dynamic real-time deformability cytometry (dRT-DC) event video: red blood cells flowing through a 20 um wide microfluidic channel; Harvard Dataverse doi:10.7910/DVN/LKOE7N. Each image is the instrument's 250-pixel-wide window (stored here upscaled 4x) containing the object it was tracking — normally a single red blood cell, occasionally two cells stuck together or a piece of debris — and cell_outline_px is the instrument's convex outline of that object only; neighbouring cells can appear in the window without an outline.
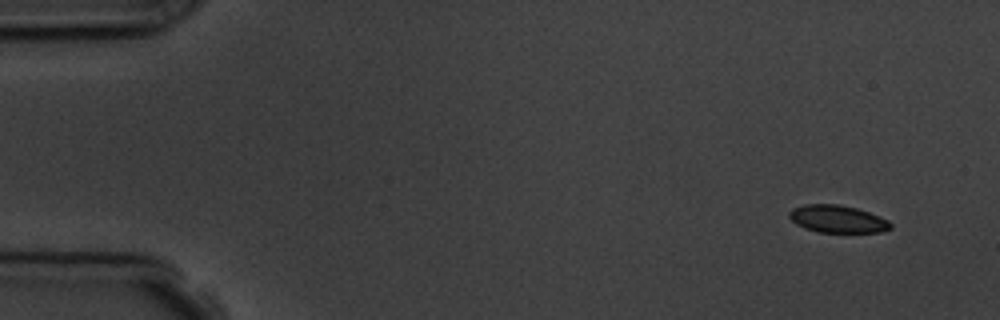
{"species": "common noctule bat (a hibernating species)", "species_latin": "Nyctalus noctula", "temperature_condition": "room temperature", "stored_images_in_passage": 10, "camera_frame_rate_fps": 3000, "um_per_image_px": 0.085, "animal": {"sex": "male", "body_mass_g": 19.5, "forearm_length_mm": 54.6}, "frame": {"image": 1, "passage_image": 1, "time_ms": 0.0, "image_size_px": [1000, 320], "cell_outline_px": [[892, 228], [880, 232], [820, 232], [804, 228], [796, 224], [788, 216], [788, 212], [792, 208], [804, 204], [836, 204], [856, 208], [880, 216], [888, 220], [892, 224]], "centroid_in_image_um": [71.17, 18.61], "position_along_channel_um": 13.8, "area_um2": 16.24}}
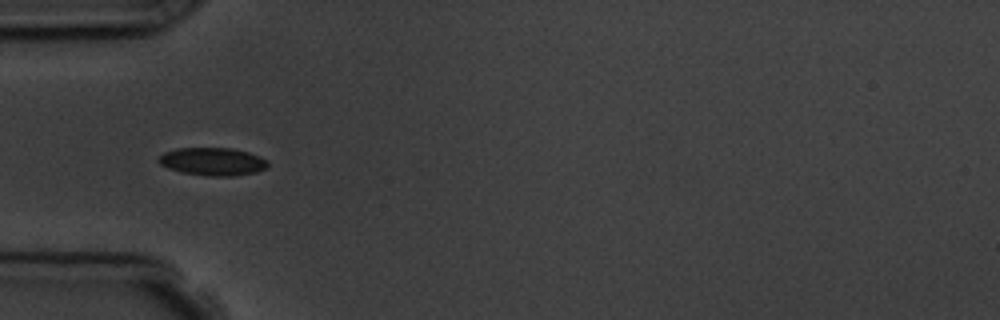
{"frame": {"image": 2, "passage_image": 5, "time_ms": 4.667, "image_size_px": [1000, 320], "cell_outline_px": [[268, 168], [256, 172], [236, 176], [208, 176], [180, 172], [168, 168], [160, 164], [156, 160], [164, 152], [176, 148], [232, 148], [248, 152], [260, 156], [268, 160]], "centroid_in_image_um": [18.09, 13.73], "position_along_channel_um": 66.9, "area_um2": 17.98}}
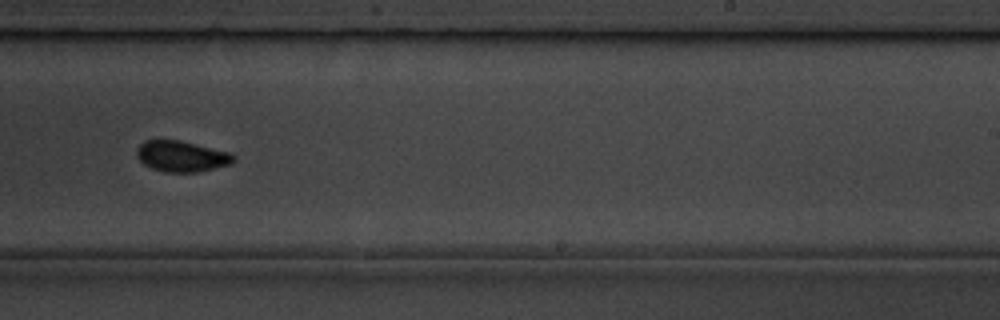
{"frame": {"image": 3, "passage_image": 10, "time_ms": 10.333, "image_size_px": [1000, 320], "cell_outline_px": [[236, 160], [232, 164], [196, 172], [164, 172], [152, 168], [144, 164], [136, 156], [136, 148], [144, 140], [180, 140], [232, 152], [236, 156]], "centroid_in_image_um": [15.47, 13.27], "position_along_channel_um": 273.5, "area_um2": 17.69}}